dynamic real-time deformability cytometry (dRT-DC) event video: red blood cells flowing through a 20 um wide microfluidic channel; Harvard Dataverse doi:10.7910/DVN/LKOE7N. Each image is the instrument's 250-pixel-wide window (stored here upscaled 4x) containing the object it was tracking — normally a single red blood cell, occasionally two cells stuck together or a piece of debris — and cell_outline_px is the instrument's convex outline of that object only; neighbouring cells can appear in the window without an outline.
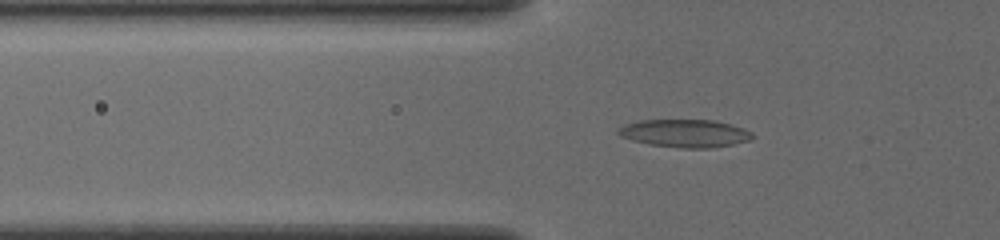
{"species": "common noctule bat (a hibernating species)", "species_latin": "Nyctalus noctula", "temperature_condition": "cold", "stored_images_in_passage": 44, "camera_frame_rate_fps": 3000, "um_per_image_px": 0.085, "animal": {"sex": "female", "body_mass_g": 19.5, "forearm_length_mm": 54.1}, "frame": {"image": 1, "passage_image": 10, "time_ms": 3.0, "image_size_px": [1000, 240], "cell_outline_px": [[756, 136], [748, 140], [732, 144], [712, 148], [684, 148], [648, 144], [632, 140], [620, 136], [616, 132], [624, 124], [640, 120], [716, 120], [744, 128], [752, 132]], "centroid_in_image_um": [58.23, 11.33], "position_along_channel_um": 67.6, "area_um2": 21.79}}
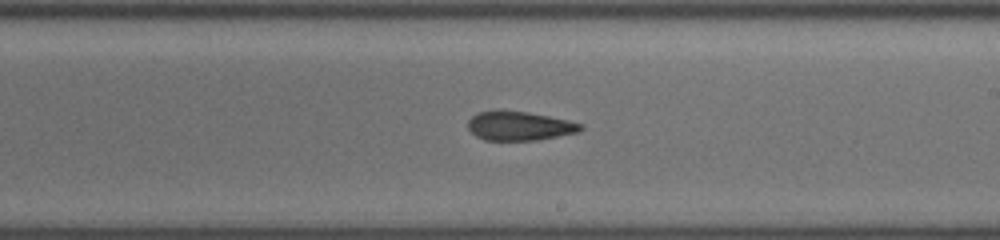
{"frame": {"image": 2, "passage_image": 24, "time_ms": 7.667, "image_size_px": [1000, 240], "cell_outline_px": [[584, 128], [580, 132], [536, 140], [484, 140], [476, 136], [468, 128], [468, 120], [476, 112], [496, 108], [500, 108], [528, 112], [568, 120], [584, 124]], "centroid_in_image_um": [44.13, 10.67], "position_along_channel_um": 244.9, "area_um2": 19.59}}
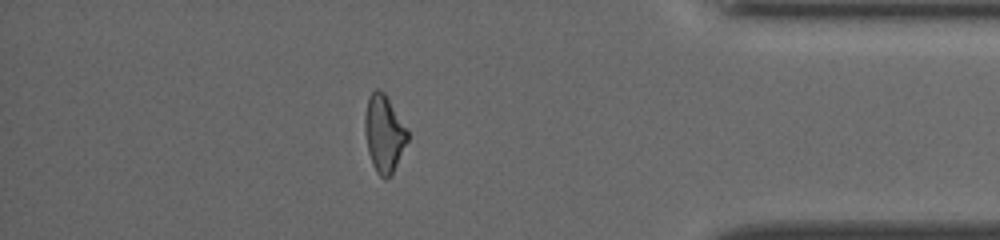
{"frame": {"image": 3, "passage_image": 38, "time_ms": 12.333, "image_size_px": [1000, 240], "cell_outline_px": [[408, 140], [392, 176], [384, 180], [376, 172], [372, 164], [368, 152], [364, 132], [364, 116], [368, 96], [376, 88], [380, 88], [384, 92], [408, 128]], "centroid_in_image_um": [32.64, 11.36], "position_along_channel_um": 402.6, "area_um2": 19.65}, "authors_computed_cell_mechanics": {"area_um2": 19.7387, "velocity_mm_per_s": 3.906, "shape_relaxation_time_tau1_ms": null, "shape_relaxation_time_tau2_ms": 4.2051, "deformation_change_tau1": null, "deformation_change_tau2": 0.1378}}